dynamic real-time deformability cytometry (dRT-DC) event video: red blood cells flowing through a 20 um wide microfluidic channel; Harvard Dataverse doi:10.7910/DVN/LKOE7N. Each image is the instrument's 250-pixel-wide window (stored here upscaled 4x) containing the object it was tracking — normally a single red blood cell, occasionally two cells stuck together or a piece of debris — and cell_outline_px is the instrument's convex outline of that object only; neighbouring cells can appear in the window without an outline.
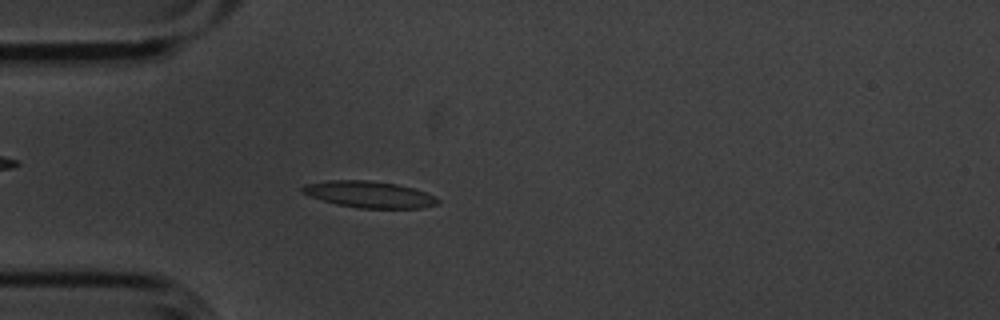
{"species": "common noctule bat (a hibernating species)", "species_latin": "Nyctalus noctula", "temperature_condition": "cold", "stored_images_in_passage": 4, "camera_frame_rate_fps": 3000, "um_per_image_px": 0.085, "animal": {"sex": "male", "body_mass_g": 20.1, "forearm_length_mm": 53.5}, "frame": {"image": 1, "passage_image": 4, "time_ms": 1.0, "image_size_px": [1000, 320], "cell_outline_px": [[440, 204], [420, 208], [360, 208], [336, 204], [308, 196], [300, 192], [300, 188], [304, 184], [328, 180], [368, 180], [396, 184], [412, 188], [436, 196], [440, 200]], "centroid_in_image_um": [31.35, 16.52], "position_along_channel_um": 53.6, "area_um2": 21.04}}